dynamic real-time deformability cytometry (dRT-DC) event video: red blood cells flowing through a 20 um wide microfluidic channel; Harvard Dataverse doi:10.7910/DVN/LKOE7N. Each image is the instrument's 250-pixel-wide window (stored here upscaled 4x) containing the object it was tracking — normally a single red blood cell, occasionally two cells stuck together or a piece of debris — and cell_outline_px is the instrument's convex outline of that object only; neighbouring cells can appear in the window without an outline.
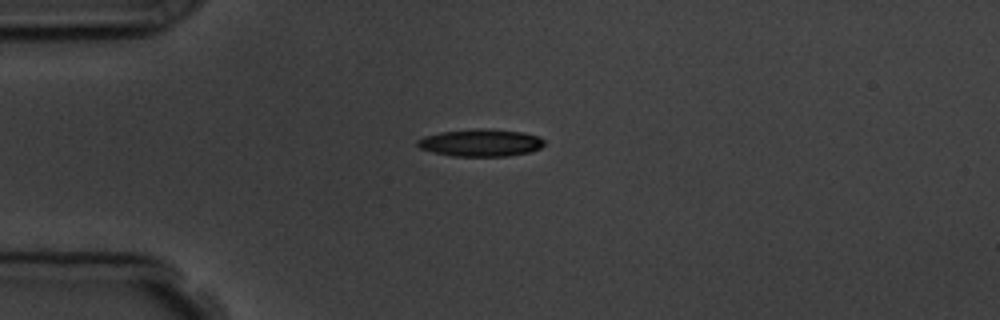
{"species": "common noctule bat (a hibernating species)", "species_latin": "Nyctalus noctula", "temperature_condition": "room temperature", "stored_images_in_passage": 6, "camera_frame_rate_fps": 3000, "um_per_image_px": 0.085, "animal": {"sex": "male", "body_mass_g": 19.5, "forearm_length_mm": 54.6}, "frame": {"image": 1, "passage_image": 1, "time_ms": 0.0, "image_size_px": [1000, 320], "cell_outline_px": [[544, 144], [540, 148], [532, 152], [508, 156], [452, 156], [432, 152], [420, 148], [416, 144], [416, 140], [424, 136], [440, 132], [476, 128], [524, 132], [536, 136], [544, 140]], "centroid_in_image_um": [40.83, 12.14], "position_along_channel_um": 44.2, "area_um2": 20.23}}
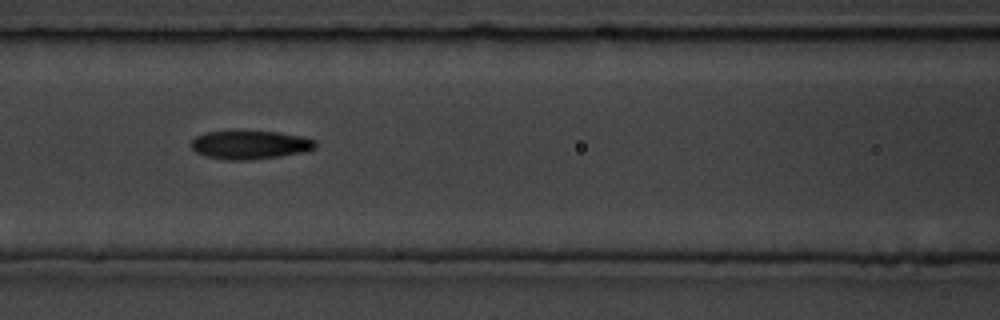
{"frame": {"image": 2, "passage_image": 4, "time_ms": 3.333, "image_size_px": [1000, 320], "cell_outline_px": [[316, 148], [304, 152], [280, 156], [248, 160], [224, 160], [204, 156], [196, 152], [188, 144], [196, 136], [204, 132], [280, 132], [300, 136], [316, 140]], "centroid_in_image_um": [21.23, 12.33], "position_along_channel_um": 145.4, "area_um2": 20.63}}